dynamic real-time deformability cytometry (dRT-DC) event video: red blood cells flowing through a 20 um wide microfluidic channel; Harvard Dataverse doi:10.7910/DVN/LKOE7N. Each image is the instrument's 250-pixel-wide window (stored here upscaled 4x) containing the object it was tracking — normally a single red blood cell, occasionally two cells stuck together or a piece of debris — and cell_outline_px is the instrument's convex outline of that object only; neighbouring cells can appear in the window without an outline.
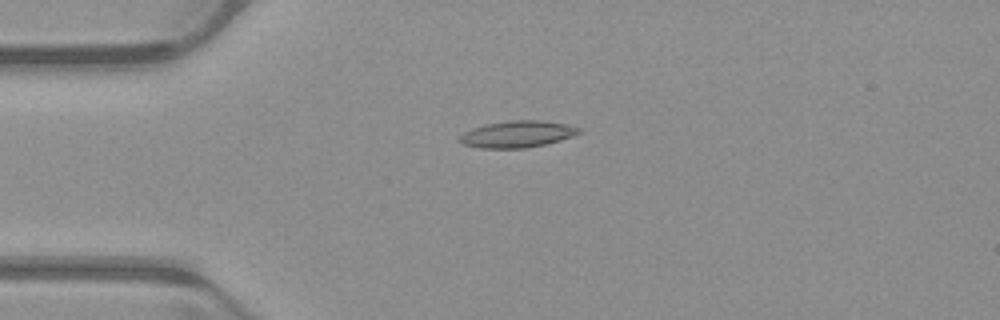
{"species": "common noctule bat (a hibernating species)", "species_latin": "Nyctalus noctula", "temperature_condition": "warm", "stored_images_in_passage": 50, "camera_frame_rate_fps": 3000, "um_per_image_px": 0.085, "animal": {"sex": "male", "body_mass_g": 23.1, "forearm_length_mm": 52.7}, "frame": {"image": 1, "passage_image": 11, "time_ms": 3.333, "image_size_px": [1000, 320], "cell_outline_px": [[580, 132], [572, 136], [560, 140], [544, 144], [524, 148], [480, 148], [464, 144], [456, 140], [464, 132], [472, 128], [484, 124], [508, 120], [540, 120], [568, 124], [580, 128]], "centroid_in_image_um": [43.94, 11.39], "position_along_channel_um": 41.1, "area_um2": 18.55}}
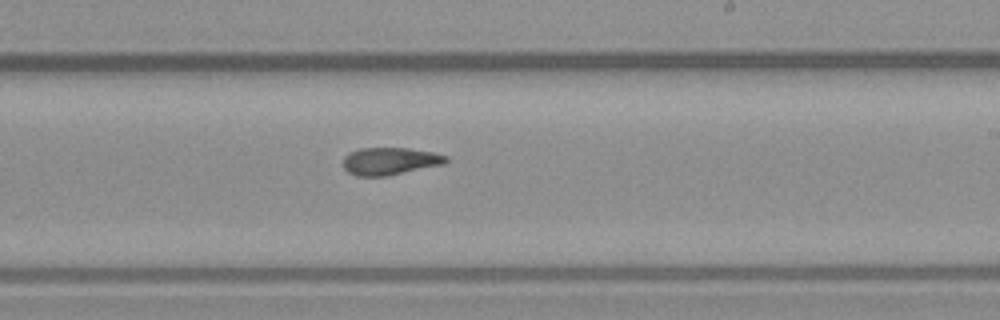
{"frame": {"image": 2, "passage_image": 29, "time_ms": 9.333, "image_size_px": [1000, 320], "cell_outline_px": [[448, 160], [444, 164], [388, 176], [356, 176], [348, 172], [344, 168], [344, 156], [348, 152], [360, 148], [408, 148], [432, 152], [448, 156]], "centroid_in_image_um": [33.14, 13.7], "position_along_channel_um": 255.9, "area_um2": 16.53}}
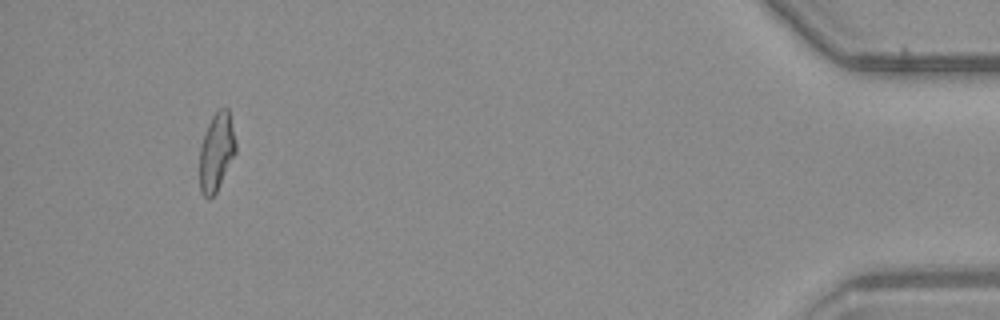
{"frame": {"image": 3, "passage_image": 47, "time_ms": 15.333, "image_size_px": [1000, 320], "cell_outline_px": [[236, 152], [216, 192], [208, 200], [200, 192], [200, 144], [208, 124], [212, 116], [220, 108], [228, 108], [236, 140]], "centroid_in_image_um": [18.39, 12.91], "position_along_channel_um": 416.8, "area_um2": 16.42}, "authors_computed_cell_mechanics": {"area_um2": 16.9065, "velocity_mm_per_s": 3.974, "shape_relaxation_time_tau1_ms": null, "shape_relaxation_time_tau2_ms": 4.6671, "deformation_change_tau1": null, "deformation_change_tau2": 0.1399}}